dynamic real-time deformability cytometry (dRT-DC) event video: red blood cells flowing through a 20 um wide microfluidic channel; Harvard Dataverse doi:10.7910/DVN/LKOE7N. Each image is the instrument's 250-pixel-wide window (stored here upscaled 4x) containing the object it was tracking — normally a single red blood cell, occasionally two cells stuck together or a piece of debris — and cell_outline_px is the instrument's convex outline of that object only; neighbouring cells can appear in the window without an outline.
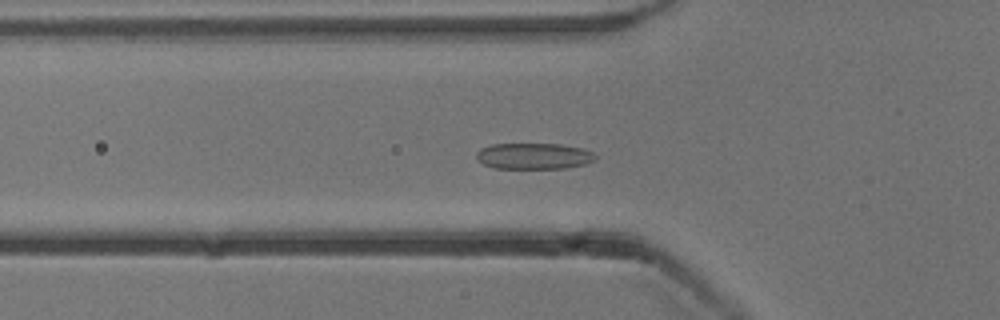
{"species": "common noctule bat (a hibernating species)", "species_latin": "Nyctalus noctula", "temperature_condition": "cold", "stored_images_in_passage": 54, "camera_frame_rate_fps": 3000, "um_per_image_px": 0.085, "animal": {"sex": "male", "body_mass_g": 13.3}, "frame": {"image": 1, "passage_image": 19, "time_ms": 6.0, "image_size_px": [1000, 320], "cell_outline_px": [[596, 160], [584, 164], [564, 168], [492, 168], [476, 160], [476, 152], [480, 148], [492, 144], [560, 144], [584, 148], [592, 152], [596, 156]], "centroid_in_image_um": [45.35, 13.26], "position_along_channel_um": 80.4, "area_um2": 18.21}}
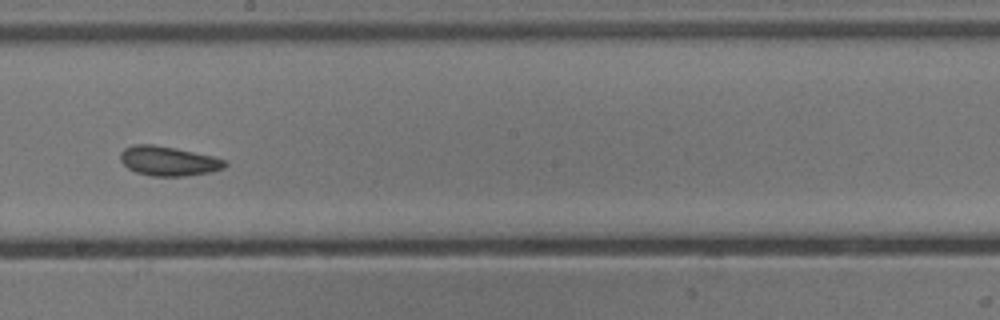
{"frame": {"image": 2, "passage_image": 31, "time_ms": 10.0, "image_size_px": [1000, 320], "cell_outline_px": [[228, 164], [224, 168], [212, 172], [184, 176], [152, 176], [136, 172], [128, 168], [120, 160], [120, 152], [124, 148], [132, 144], [152, 144], [176, 148], [212, 156], [228, 160]], "centroid_in_image_um": [14.33, 13.68], "position_along_channel_um": 233.9, "area_um2": 18.15}}
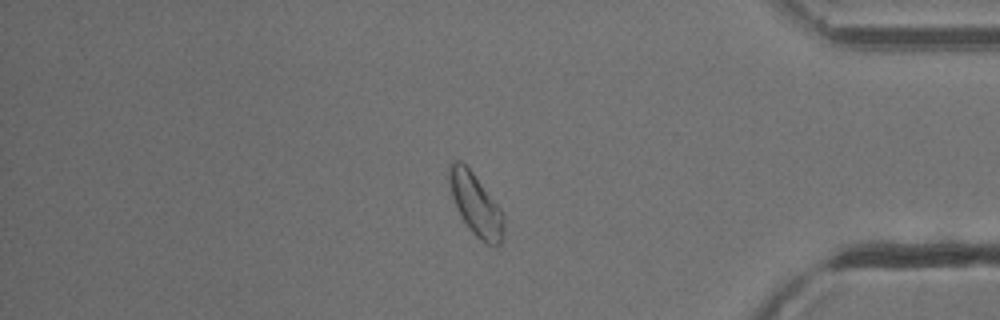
{"frame": {"image": 3, "passage_image": 46, "time_ms": 15.0, "image_size_px": [1000, 320], "cell_outline_px": [[504, 236], [500, 244], [496, 248], [484, 244], [468, 228], [460, 216], [456, 208], [448, 184], [448, 164], [452, 160], [460, 160], [472, 172], [500, 208], [504, 216]], "centroid_in_image_um": [40.43, 17.42], "position_along_channel_um": 394.8, "area_um2": 20.06}, "authors_computed_cell_mechanics": {"area_um2": 19.2763, "velocity_mm_per_s": 3.8169, "shape_relaxation_time_tau1_ms": 3.6775, "shape_relaxation_time_tau2_ms": 1.6575, "deformation_change_tau1": 0.097, "deformation_change_tau2": 0.075}}